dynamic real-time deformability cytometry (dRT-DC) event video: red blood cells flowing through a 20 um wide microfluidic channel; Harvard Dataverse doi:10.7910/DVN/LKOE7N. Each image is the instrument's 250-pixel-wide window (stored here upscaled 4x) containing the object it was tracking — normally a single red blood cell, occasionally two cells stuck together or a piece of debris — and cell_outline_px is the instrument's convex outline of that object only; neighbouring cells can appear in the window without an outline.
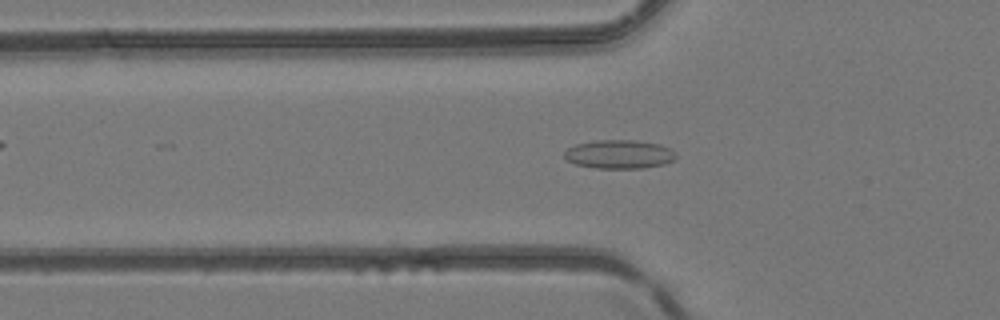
{"species": "common noctule bat (a hibernating species)", "species_latin": "Nyctalus noctula", "temperature_condition": "room temperature", "stored_images_in_passage": 17, "camera_frame_rate_fps": 3000, "um_per_image_px": 0.085, "animal": {"sex": "female", "body_mass_g": 24.6, "forearm_length_mm": 56.2}, "frame": {"image": 1, "passage_image": 10, "time_ms": 3.0, "image_size_px": [1000, 320], "cell_outline_px": [[676, 156], [672, 160], [664, 164], [644, 168], [596, 168], [576, 164], [564, 160], [564, 152], [568, 148], [576, 144], [596, 140], [636, 140], [660, 144], [676, 152]], "centroid_in_image_um": [52.61, 13.11], "position_along_channel_um": 73.2, "area_um2": 18.73}}
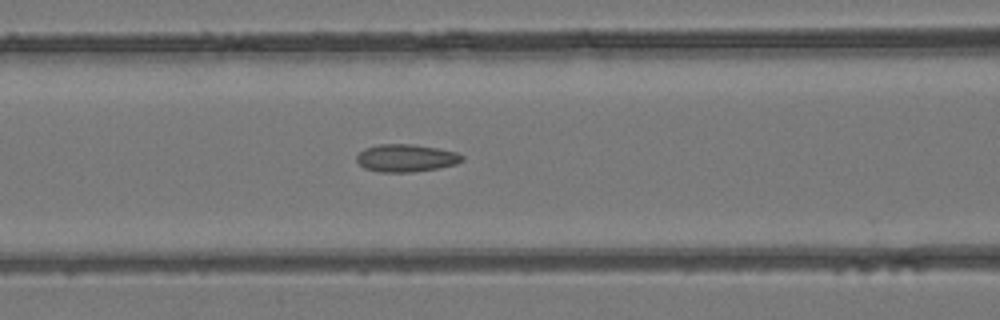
{"frame": {"image": 2, "passage_image": 14, "time_ms": 4.333, "image_size_px": [1000, 320], "cell_outline_px": [[464, 160], [456, 164], [436, 168], [412, 172], [380, 172], [364, 168], [356, 160], [356, 156], [364, 148], [380, 144], [412, 144], [436, 148], [456, 152], [464, 156]], "centroid_in_image_um": [34.5, 13.43], "position_along_channel_um": 132.1, "area_um2": 16.88}}